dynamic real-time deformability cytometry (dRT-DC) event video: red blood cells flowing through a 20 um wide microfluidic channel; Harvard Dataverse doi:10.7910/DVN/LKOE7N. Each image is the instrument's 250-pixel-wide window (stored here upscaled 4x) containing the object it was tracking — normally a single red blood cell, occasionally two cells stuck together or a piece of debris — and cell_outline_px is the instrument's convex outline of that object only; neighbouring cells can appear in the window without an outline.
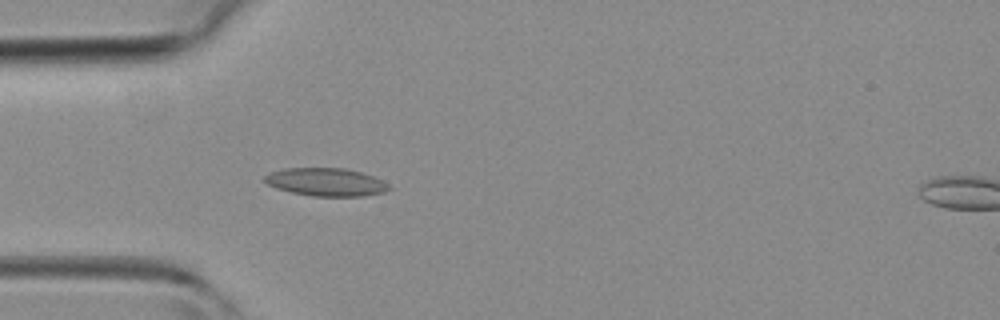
{"species": "common noctule bat (a hibernating species)", "species_latin": "Nyctalus noctula", "temperature_condition": "room temperature", "stored_images_in_passage": 37, "camera_frame_rate_fps": 3000, "um_per_image_px": 0.085, "animal": {"sex": "female", "body_mass_g": 19.3, "forearm_length_mm": 54.1}, "frame": {"image": 1, "passage_image": 7, "time_ms": 2.0, "image_size_px": [1000, 320], "cell_outline_px": [[392, 188], [384, 192], [364, 196], [312, 196], [292, 192], [276, 188], [268, 184], [264, 180], [264, 176], [268, 172], [284, 168], [344, 168], [360, 172], [372, 176], [388, 184]], "centroid_in_image_um": [27.68, 15.47], "position_along_channel_um": 57.3, "area_um2": 20.23}}
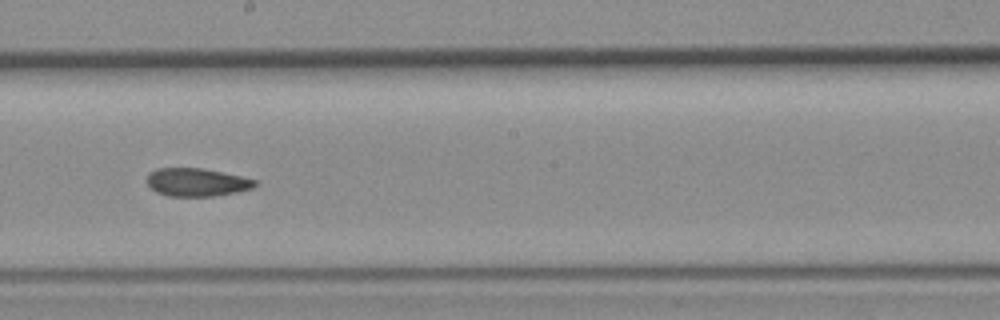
{"frame": {"image": 2, "passage_image": 18, "time_ms": 5.667, "image_size_px": [1000, 320], "cell_outline_px": [[256, 184], [252, 188], [236, 192], [216, 196], [168, 196], [156, 192], [148, 184], [148, 172], [156, 168], [200, 168], [240, 176], [256, 180]], "centroid_in_image_um": [16.69, 15.49], "position_along_channel_um": 231.5, "area_um2": 17.51}}
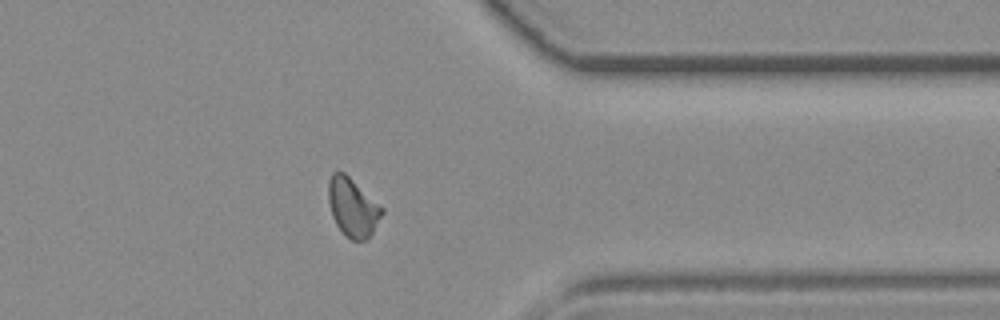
{"frame": {"image": 3, "passage_image": 28, "time_ms": 9.0, "image_size_px": [1000, 320], "cell_outline_px": [[384, 212], [372, 232], [364, 240], [352, 240], [344, 236], [336, 224], [332, 216], [328, 200], [328, 180], [332, 172], [344, 172], [384, 208]], "centroid_in_image_um": [29.96, 17.62], "position_along_channel_um": 381.4, "area_um2": 18.21}}